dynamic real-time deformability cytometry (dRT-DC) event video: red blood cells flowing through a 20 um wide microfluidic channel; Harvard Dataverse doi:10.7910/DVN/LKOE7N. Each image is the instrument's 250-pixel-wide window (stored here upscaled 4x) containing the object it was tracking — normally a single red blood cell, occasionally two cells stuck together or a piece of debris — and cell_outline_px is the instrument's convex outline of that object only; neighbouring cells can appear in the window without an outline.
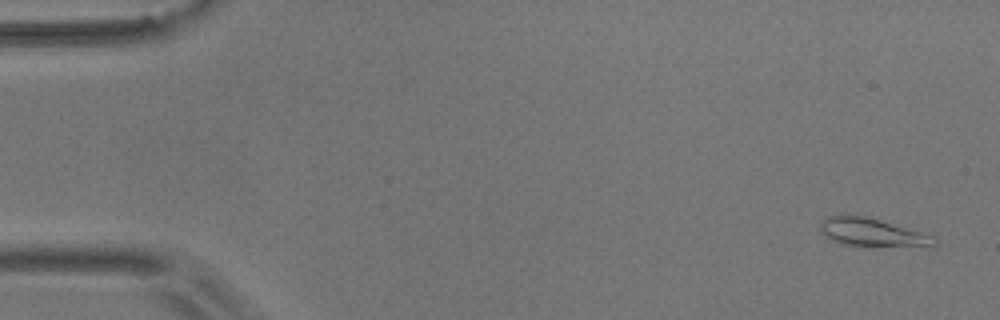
{"species": "common noctule bat (a hibernating species)", "species_latin": "Nyctalus noctula", "temperature_condition": "room temperature", "stored_images_in_passage": 56, "camera_frame_rate_fps": 3000, "um_per_image_px": 0.085, "animal": {"sex": "male", "body_mass_g": 17.9}, "frame": {"image": 1, "passage_image": 3, "time_ms": 0.667, "image_size_px": [1000, 320], "cell_outline_px": [[936, 248], [856, 248], [840, 244], [832, 240], [820, 228], [820, 220], [828, 216], [844, 212], [864, 216], [880, 220], [936, 236]], "centroid_in_image_um": [74.22, 19.81], "position_along_channel_um": 10.8, "area_um2": 20.35}}
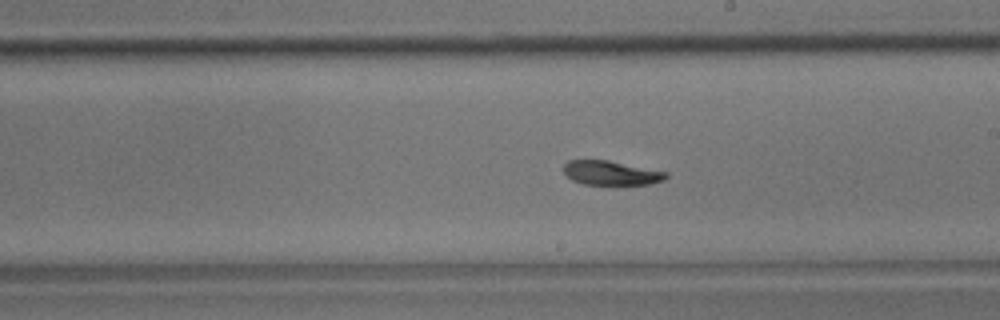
{"frame": {"image": 2, "passage_image": 32, "time_ms": 10.333, "image_size_px": [1000, 320], "cell_outline_px": [[668, 176], [664, 180], [652, 184], [616, 188], [584, 184], [572, 180], [564, 172], [564, 164], [568, 160], [608, 160], [668, 172]], "centroid_in_image_um": [52.0, 14.76], "position_along_channel_um": 237.0, "area_um2": 15.37}}
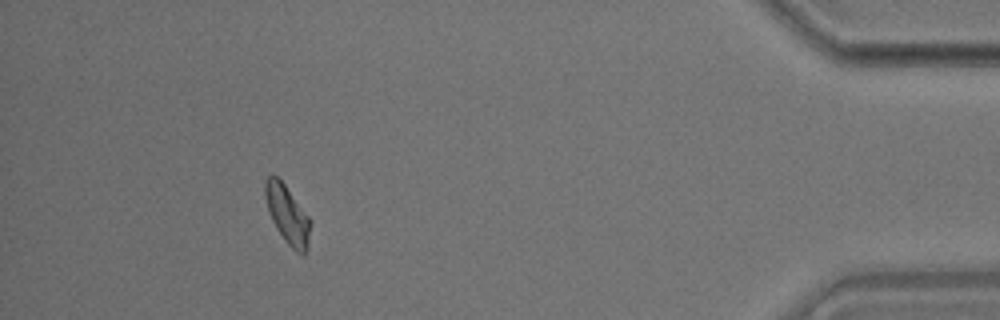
{"frame": {"image": 3, "passage_image": 51, "time_ms": 16.667, "image_size_px": [1000, 320], "cell_outline_px": [[312, 224], [308, 248], [304, 256], [300, 256], [284, 240], [276, 228], [268, 212], [264, 196], [264, 180], [272, 172], [284, 184], [308, 216]], "centroid_in_image_um": [24.43, 18.27], "position_along_channel_um": 410.8, "area_um2": 15.66}, "authors_computed_cell_mechanics": {"area_um2": 15.895, "velocity_mm_per_s": 3.6478, "shape_relaxation_time_tau1_ms": 4.97, "shape_relaxation_time_tau2_ms": 5.5863, "deformation_change_tau1": 0.1677, "deformation_change_tau2": 0.1016}}